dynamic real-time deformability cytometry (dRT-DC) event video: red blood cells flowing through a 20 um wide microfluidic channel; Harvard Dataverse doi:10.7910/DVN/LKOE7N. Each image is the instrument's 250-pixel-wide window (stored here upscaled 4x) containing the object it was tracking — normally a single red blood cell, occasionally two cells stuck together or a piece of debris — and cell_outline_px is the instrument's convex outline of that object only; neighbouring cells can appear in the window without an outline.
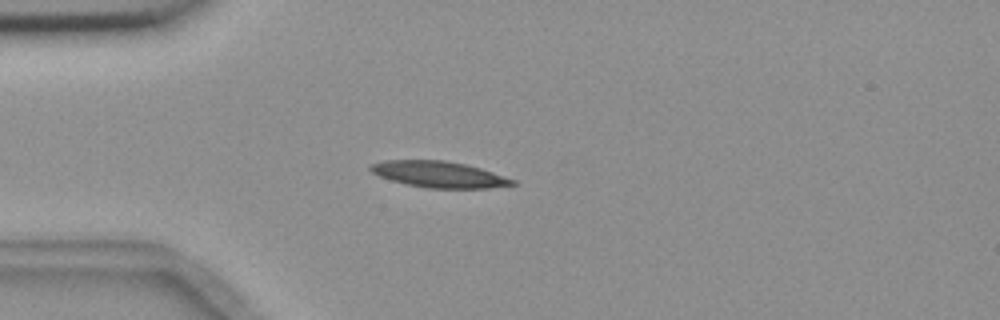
{"species": "common noctule bat (a hibernating species)", "species_latin": "Nyctalus noctula", "temperature_condition": "room temperature", "stored_images_in_passage": 8, "camera_frame_rate_fps": 3000, "um_per_image_px": 0.085, "animal": {"sex": "female", "body_mass_g": 18.4}, "frame": {"image": 1, "passage_image": 2, "time_ms": 1.333, "image_size_px": [1000, 320], "cell_outline_px": [[516, 184], [488, 188], [424, 188], [404, 184], [380, 176], [372, 172], [368, 168], [372, 164], [384, 160], [444, 160], [464, 164], [480, 168], [516, 180]], "centroid_in_image_um": [37.3, 14.82], "position_along_channel_um": 47.7, "area_um2": 21.56}}
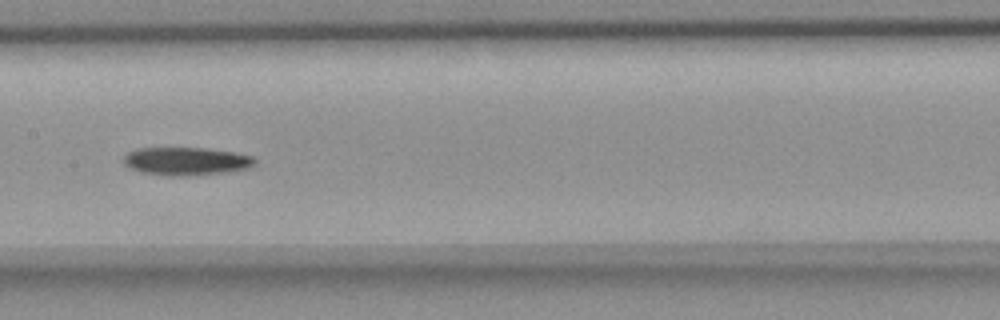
{"frame": {"image": 2, "passage_image": 6, "time_ms": 5.667, "image_size_px": [1000, 320], "cell_outline_px": [[256, 164], [248, 168], [224, 172], [184, 176], [168, 176], [140, 172], [128, 168], [124, 164], [124, 156], [128, 152], [136, 148], [208, 148], [232, 152], [252, 156], [256, 160]], "centroid_in_image_um": [15.79, 13.7], "position_along_channel_um": 191.6, "area_um2": 21.5}}
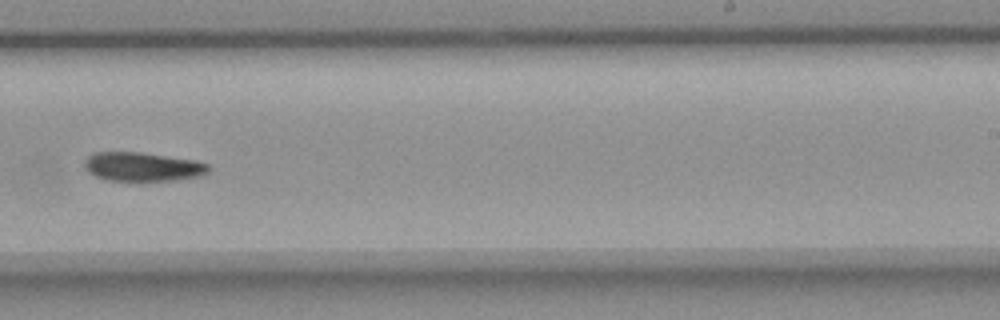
{"frame": {"image": 3, "passage_image": 8, "time_ms": 8.0, "image_size_px": [1000, 320], "cell_outline_px": [[208, 172], [204, 176], [180, 180], [140, 184], [108, 180], [96, 176], [88, 172], [84, 164], [84, 160], [88, 156], [96, 152], [140, 152], [196, 160], [208, 164]], "centroid_in_image_um": [12.15, 14.23], "position_along_channel_um": 276.8, "area_um2": 21.96}}